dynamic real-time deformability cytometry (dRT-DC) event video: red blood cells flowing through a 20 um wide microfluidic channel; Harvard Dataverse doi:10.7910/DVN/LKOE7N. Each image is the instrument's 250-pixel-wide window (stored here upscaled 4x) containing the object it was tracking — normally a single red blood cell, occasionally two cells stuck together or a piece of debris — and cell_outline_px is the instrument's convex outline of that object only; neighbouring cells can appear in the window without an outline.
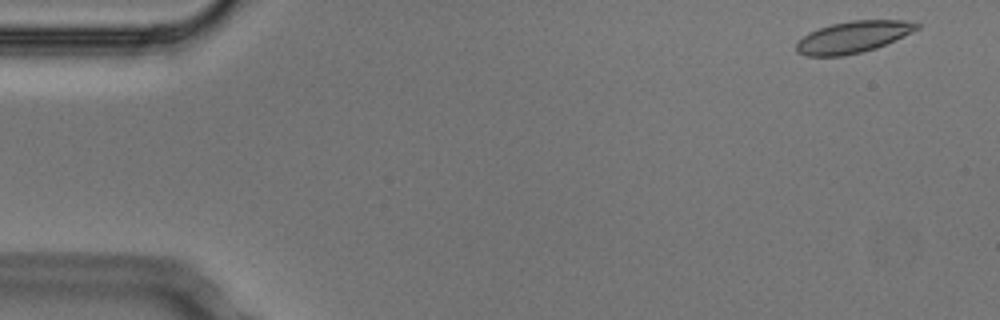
{"species": "Egyptian fruit bat (a non-hibernating species)", "species_latin": "Rousettus aegyptiacus", "temperature_condition": "cold", "stored_images_in_passage": 4, "camera_frame_rate_fps": 3000, "um_per_image_px": 0.085, "animal": {"sex": "male"}, "frame": {"image": 1, "passage_image": 1, "time_ms": 0.0, "image_size_px": [1000, 320], "cell_outline_px": [[920, 28], [904, 36], [876, 48], [844, 56], [808, 56], [796, 52], [796, 40], [808, 32], [832, 24], [852, 20], [904, 20], [920, 24]], "centroid_in_image_um": [72.48, 3.15], "position_along_channel_um": 12.5, "area_um2": 22.25}}